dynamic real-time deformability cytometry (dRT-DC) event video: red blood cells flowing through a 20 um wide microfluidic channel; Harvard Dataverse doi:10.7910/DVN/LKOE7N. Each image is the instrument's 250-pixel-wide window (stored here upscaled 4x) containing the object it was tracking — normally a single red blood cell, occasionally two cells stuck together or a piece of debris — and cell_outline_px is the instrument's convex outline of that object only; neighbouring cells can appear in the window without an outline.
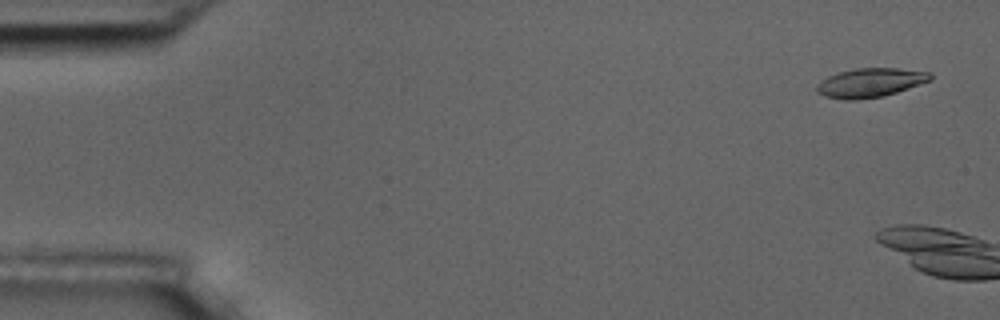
{"species": "common noctule bat (a hibernating species)", "species_latin": "Nyctalus noctula", "temperature_condition": "room temperature", "stored_images_in_passage": 5, "camera_frame_rate_fps": 3000, "um_per_image_px": 0.085, "animal": {"sex": "male", "body_mass_g": 17.5, "forearm_length_mm": 52.3}, "frame": {"image": 1, "passage_image": 1, "time_ms": 0.0, "image_size_px": [1000, 320], "cell_outline_px": [[932, 80], [896, 92], [880, 96], [856, 100], [844, 100], [824, 96], [816, 92], [816, 84], [828, 76], [840, 72], [856, 68], [896, 68], [932, 72]], "centroid_in_image_um": [73.96, 7.02], "position_along_channel_um": 11.0, "area_um2": 19.19}}